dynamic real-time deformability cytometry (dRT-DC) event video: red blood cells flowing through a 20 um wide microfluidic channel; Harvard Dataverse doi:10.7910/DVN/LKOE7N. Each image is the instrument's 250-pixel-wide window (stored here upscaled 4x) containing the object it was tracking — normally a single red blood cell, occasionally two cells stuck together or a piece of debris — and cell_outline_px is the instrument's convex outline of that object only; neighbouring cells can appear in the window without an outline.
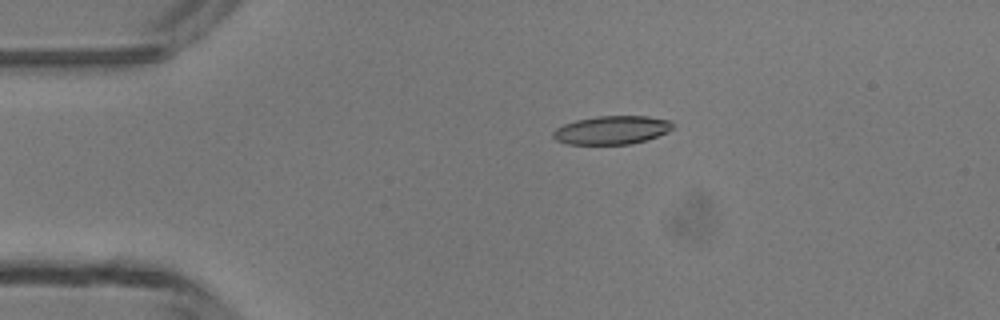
{"species": "common noctule bat (a hibernating species)", "species_latin": "Nyctalus noctula", "temperature_condition": "room temperature", "stored_images_in_passage": 4, "camera_frame_rate_fps": 3000, "um_per_image_px": 0.085, "animal": {"sex": "male", "body_mass_g": 13.3}, "frame": {"image": 1, "passage_image": 3, "time_ms": 2.333, "image_size_px": [1000, 320], "cell_outline_px": [[672, 128], [668, 132], [632, 144], [568, 144], [556, 140], [552, 136], [552, 132], [556, 128], [564, 124], [576, 120], [596, 116], [648, 116], [672, 120]], "centroid_in_image_um": [51.99, 11.05], "position_along_channel_um": 33.0, "area_um2": 19.83}}